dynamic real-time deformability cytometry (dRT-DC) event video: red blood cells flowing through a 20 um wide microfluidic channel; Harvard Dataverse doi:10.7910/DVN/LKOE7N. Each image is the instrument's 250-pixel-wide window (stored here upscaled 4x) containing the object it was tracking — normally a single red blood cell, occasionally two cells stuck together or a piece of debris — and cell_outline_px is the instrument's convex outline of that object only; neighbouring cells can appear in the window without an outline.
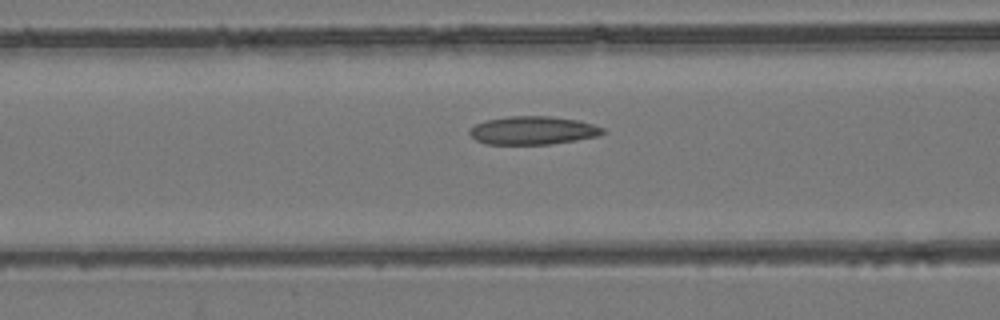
{"species": "common noctule bat (a hibernating species)", "species_latin": "Nyctalus noctula", "temperature_condition": "room temperature", "stored_images_in_passage": 49, "camera_frame_rate_fps": 3000, "um_per_image_px": 0.085, "animal": {"sex": "female", "body_mass_g": 24.6, "forearm_length_mm": 56.2}, "frame": {"image": 1, "passage_image": 19, "time_ms": 6.0, "image_size_px": [1000, 320], "cell_outline_px": [[608, 132], [600, 136], [552, 144], [488, 144], [476, 140], [468, 132], [468, 128], [476, 124], [488, 120], [508, 116], [552, 116], [576, 120], [592, 124], [604, 128]], "centroid_in_image_um": [45.33, 11.09], "position_along_channel_um": 121.3, "area_um2": 22.02}}
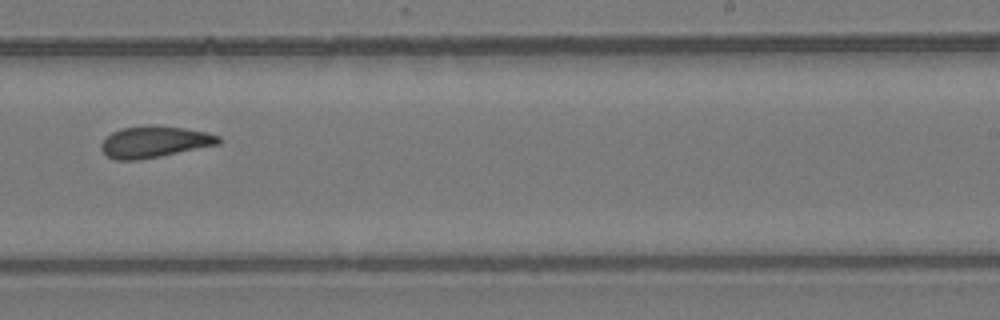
{"frame": {"image": 2, "passage_image": 31, "time_ms": 10.0, "image_size_px": [1000, 320], "cell_outline_px": [[220, 144], [140, 160], [116, 160], [108, 156], [100, 148], [100, 144], [104, 136], [120, 128], [184, 128], [208, 132], [220, 136]], "centroid_in_image_um": [13.11, 12.1], "position_along_channel_um": 275.9, "area_um2": 20.87}}
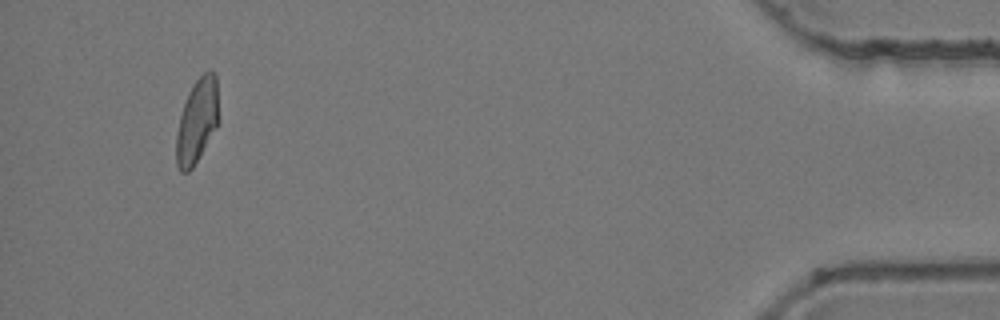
{"frame": {"image": 3, "passage_image": 48, "time_ms": 15.667, "image_size_px": [1000, 320], "cell_outline_px": [[220, 120], [216, 128], [192, 168], [188, 172], [180, 172], [176, 164], [176, 136], [180, 116], [188, 92], [192, 84], [208, 68], [212, 68], [216, 72]], "centroid_in_image_um": [16.78, 10.21], "position_along_channel_um": 418.4, "area_um2": 21.21}}